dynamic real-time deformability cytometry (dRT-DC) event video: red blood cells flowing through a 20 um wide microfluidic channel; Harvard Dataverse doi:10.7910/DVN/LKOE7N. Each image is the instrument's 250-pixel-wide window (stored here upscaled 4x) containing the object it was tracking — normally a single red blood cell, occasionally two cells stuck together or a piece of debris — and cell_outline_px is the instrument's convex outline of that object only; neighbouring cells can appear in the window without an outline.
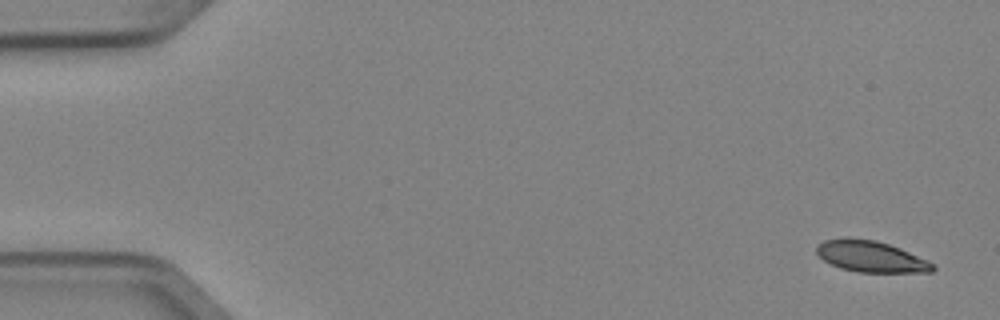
{"species": "Egyptian fruit bat (a non-hibernating species)", "species_latin": "Rousettus aegyptiacus", "temperature_condition": "cold", "stored_images_in_passage": 6, "camera_frame_rate_fps": 3000, "um_per_image_px": 0.085, "animal": {"sex": "female"}, "frame": {"image": 1, "passage_image": 1, "time_ms": 0.0, "image_size_px": [1000, 320], "cell_outline_px": [[936, 268], [932, 272], [860, 272], [840, 268], [824, 260], [816, 252], [816, 248], [824, 240], [848, 236], [876, 240], [900, 248], [928, 260], [936, 264]], "centroid_in_image_um": [74.05, 21.79], "position_along_channel_um": 11.0, "area_um2": 21.27}}
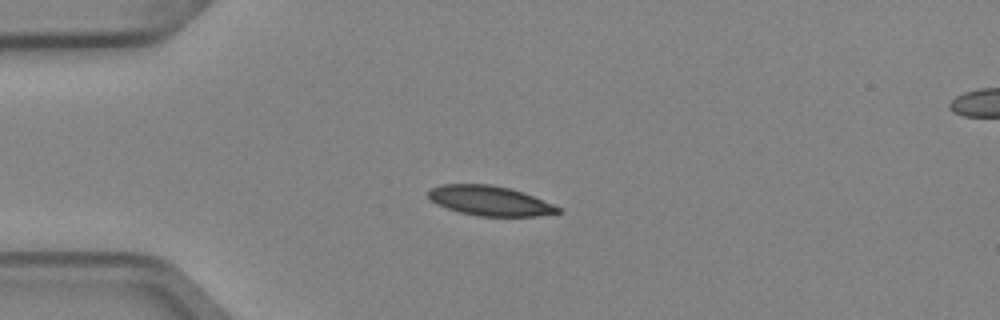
{"frame": {"image": 2, "passage_image": 4, "time_ms": 1.0, "image_size_px": [1000, 320], "cell_outline_px": [[564, 212], [536, 216], [480, 216], [460, 212], [436, 204], [428, 196], [428, 188], [440, 184], [492, 184], [512, 188], [524, 192], [552, 204], [560, 208]], "centroid_in_image_um": [41.63, 17.05], "position_along_channel_um": 43.4, "area_um2": 22.6}}
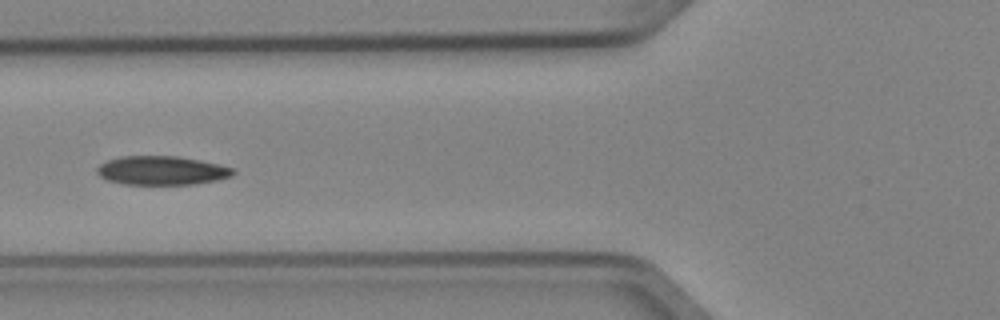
{"frame": {"image": 3, "passage_image": 6, "time_ms": 1.667, "image_size_px": [1000, 320], "cell_outline_px": [[236, 172], [232, 176], [220, 180], [196, 184], [124, 184], [108, 180], [100, 176], [96, 172], [96, 168], [100, 164], [108, 160], [120, 156], [176, 156], [200, 160], [232, 168]], "centroid_in_image_um": [13.75, 14.49], "position_along_channel_um": 112.1, "area_um2": 22.89}}